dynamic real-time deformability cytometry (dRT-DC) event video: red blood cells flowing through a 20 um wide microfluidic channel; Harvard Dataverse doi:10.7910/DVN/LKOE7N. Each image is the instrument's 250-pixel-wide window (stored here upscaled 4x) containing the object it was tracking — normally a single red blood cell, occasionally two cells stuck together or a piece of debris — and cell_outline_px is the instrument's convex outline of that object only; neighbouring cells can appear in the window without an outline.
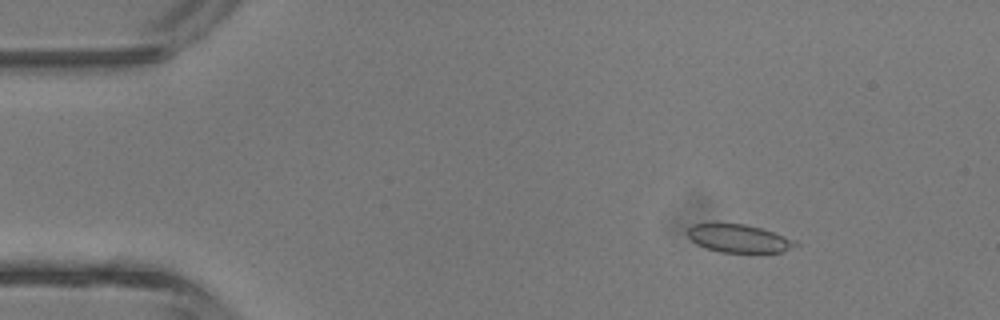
{"species": "common noctule bat (a hibernating species)", "species_latin": "Nyctalus noctula", "temperature_condition": "room temperature", "stored_images_in_passage": 4, "camera_frame_rate_fps": 3000, "um_per_image_px": 0.085, "animal": {"sex": "male", "body_mass_g": 13.3}, "frame": {"image": 1, "passage_image": 2, "time_ms": 1.0, "image_size_px": [1000, 320], "cell_outline_px": [[800, 244], [780, 252], [720, 252], [696, 244], [688, 236], [688, 228], [692, 224], [744, 224], [760, 228], [796, 240]], "centroid_in_image_um": [62.8, 20.27], "position_along_channel_um": 22.2, "area_um2": 17.28}}